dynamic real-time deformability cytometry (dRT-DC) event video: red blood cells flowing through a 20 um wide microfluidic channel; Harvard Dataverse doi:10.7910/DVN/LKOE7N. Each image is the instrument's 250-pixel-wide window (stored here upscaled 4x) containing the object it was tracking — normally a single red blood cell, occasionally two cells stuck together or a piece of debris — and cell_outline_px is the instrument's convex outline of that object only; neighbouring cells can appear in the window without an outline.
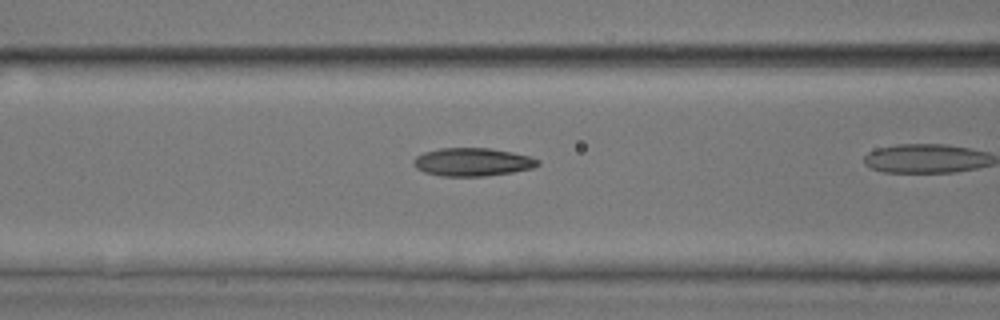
{"species": "common noctule bat (a hibernating species)", "species_latin": "Nyctalus noctula", "temperature_condition": "room temperature", "stored_images_in_passage": 8, "camera_frame_rate_fps": 3000, "um_per_image_px": 0.085, "animal": {"sex": "male", "body_mass_g": 17.9, "forearm_length_mm": 54.2}, "frame": {"image": 1, "passage_image": 4, "time_ms": 1.0, "image_size_px": [1000, 320], "cell_outline_px": [[540, 164], [532, 168], [512, 172], [484, 176], [440, 176], [424, 172], [416, 168], [412, 164], [412, 160], [416, 156], [424, 152], [440, 148], [488, 148], [512, 152], [528, 156], [540, 160]], "centroid_in_image_um": [40.12, 13.77], "position_along_channel_um": 126.5, "area_um2": 20.4}}